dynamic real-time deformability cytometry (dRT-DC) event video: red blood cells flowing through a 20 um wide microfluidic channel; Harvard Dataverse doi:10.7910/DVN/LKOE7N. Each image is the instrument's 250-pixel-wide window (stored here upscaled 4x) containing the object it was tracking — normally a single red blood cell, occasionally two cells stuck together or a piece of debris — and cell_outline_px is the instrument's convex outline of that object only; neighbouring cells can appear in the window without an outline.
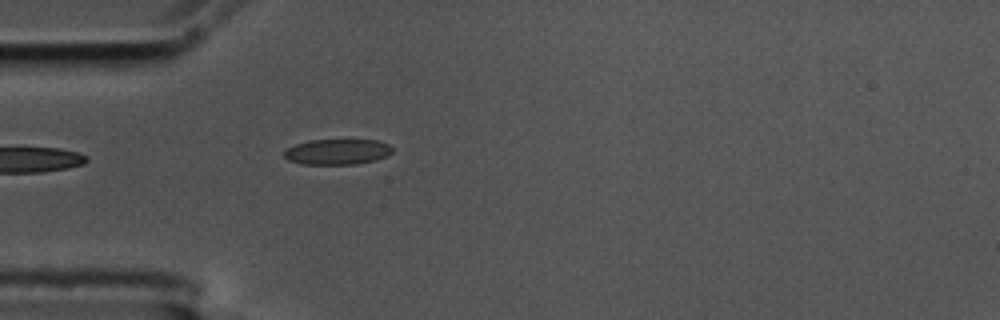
{"species": "common noctule bat (a hibernating species)", "species_latin": "Nyctalus noctula", "temperature_condition": "cold", "stored_images_in_passage": 36, "camera_frame_rate_fps": 3000, "um_per_image_px": 0.085, "animal": {"sex": "male", "body_mass_g": 17.5, "forearm_length_mm": 52.3}, "frame": {"image": 1, "passage_image": 1, "time_ms": 0.0, "image_size_px": [1000, 320], "cell_outline_px": [[392, 152], [388, 156], [376, 160], [356, 164], [300, 164], [288, 160], [284, 156], [284, 152], [288, 148], [296, 144], [312, 140], [380, 140], [388, 144], [392, 148]], "centroid_in_image_um": [28.7, 12.91], "position_along_channel_um": 56.3, "area_um2": 16.13}}
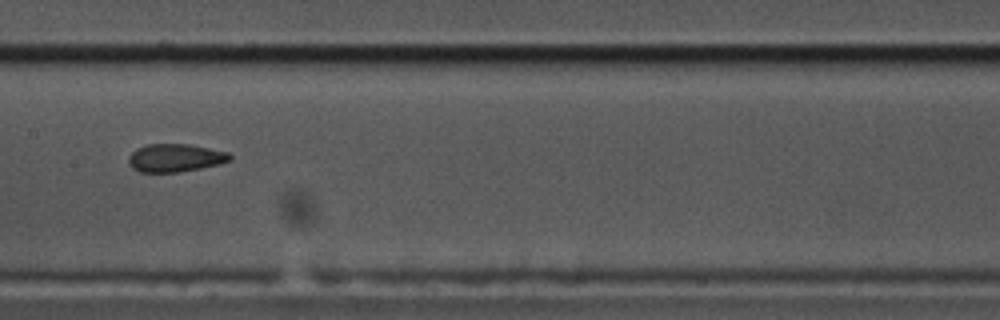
{"frame": {"image": 2, "passage_image": 13, "time_ms": 4.0, "image_size_px": [1000, 320], "cell_outline_px": [[232, 160], [220, 164], [180, 172], [140, 172], [132, 168], [128, 164], [128, 156], [136, 148], [148, 144], [188, 144], [228, 152], [232, 156]], "centroid_in_image_um": [14.88, 13.42], "position_along_channel_um": 192.5, "area_um2": 16.65}}
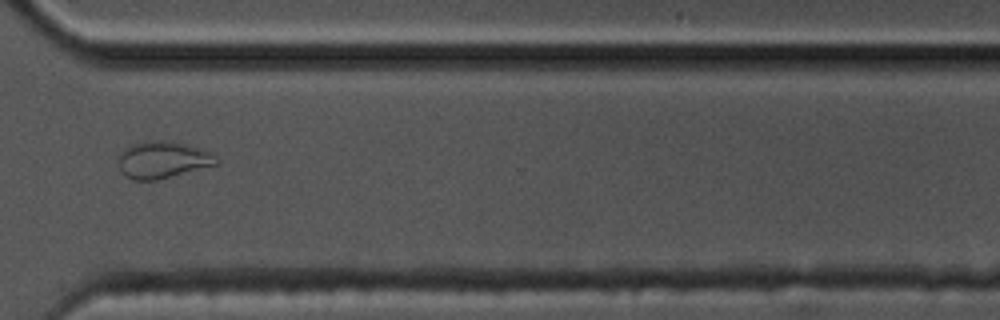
{"frame": {"image": 3, "passage_image": 27, "time_ms": 8.667, "image_size_px": [1000, 320], "cell_outline_px": [[220, 164], [156, 180], [132, 180], [120, 168], [116, 156], [124, 148], [132, 144], [144, 140], [160, 140], [184, 144], [212, 152], [220, 160]], "centroid_in_image_um": [13.84, 13.57], "position_along_channel_um": 356.8, "area_um2": 21.21}, "authors_computed_cell_mechanics": {"area_um2": 16.4152, "velocity_mm_per_s": 3.5125, "shape_relaxation_time_tau1_ms": null, "shape_relaxation_time_tau2_ms": 1.4837, "deformation_change_tau1": null, "deformation_change_tau2": 0.0679}}